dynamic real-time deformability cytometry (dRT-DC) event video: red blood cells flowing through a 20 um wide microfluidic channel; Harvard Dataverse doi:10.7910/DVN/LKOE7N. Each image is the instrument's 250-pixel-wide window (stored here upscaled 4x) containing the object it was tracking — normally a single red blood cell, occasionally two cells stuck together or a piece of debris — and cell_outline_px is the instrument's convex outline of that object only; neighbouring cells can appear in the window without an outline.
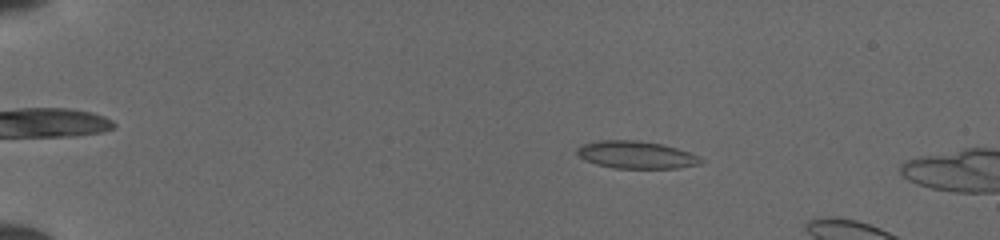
{"species": "common noctule bat (a hibernating species)", "species_latin": "Nyctalus noctula", "temperature_condition": "cold", "stored_images_in_passage": 16, "camera_frame_rate_fps": 3000, "um_per_image_px": 0.085, "animal": {"sex": "female", "body_mass_g": 19.5, "forearm_length_mm": 54.1}, "frame": {"image": 1, "passage_image": 10, "time_ms": 3.0, "image_size_px": [1000, 240], "cell_outline_px": [[704, 160], [696, 164], [676, 168], [616, 168], [596, 164], [580, 156], [576, 152], [576, 148], [584, 144], [600, 140], [632, 140], [660, 144], [676, 148], [688, 152]], "centroid_in_image_um": [54.03, 13.16], "position_along_channel_um": 31.0, "area_um2": 19.25}}